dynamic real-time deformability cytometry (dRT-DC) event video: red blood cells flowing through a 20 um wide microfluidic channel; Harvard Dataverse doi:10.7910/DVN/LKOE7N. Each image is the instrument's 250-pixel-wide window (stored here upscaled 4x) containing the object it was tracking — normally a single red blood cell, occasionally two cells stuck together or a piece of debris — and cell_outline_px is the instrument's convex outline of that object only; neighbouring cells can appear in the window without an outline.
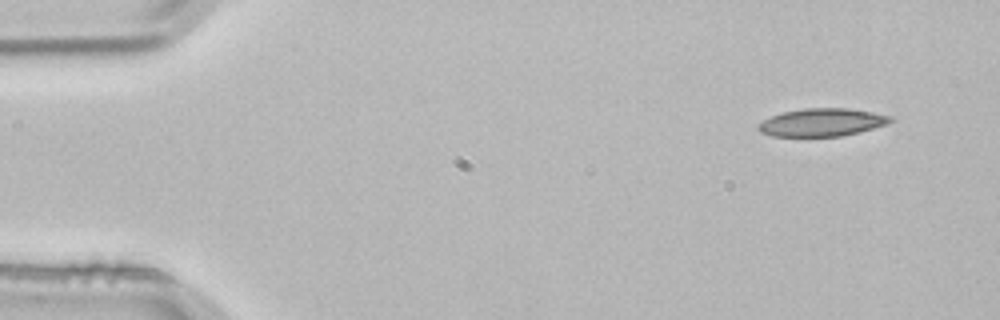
{"species": "common noctule bat (a hibernating species)", "species_latin": "Nyctalus noctula", "temperature_condition": "room temperature", "stored_images_in_passage": 4, "camera_frame_rate_fps": 3000, "um_per_image_px": 0.085, "animal": {"sex": "male", "body_mass_g": 21.5, "forearm_length_mm": 52.0}, "frame": {"image": 1, "passage_image": 4, "time_ms": 1.0, "image_size_px": [1000, 320], "cell_outline_px": [[896, 120], [888, 124], [860, 132], [840, 136], [772, 136], [760, 132], [756, 128], [756, 124], [772, 116], [784, 112], [804, 108], [848, 108], [872, 112], [892, 116]], "centroid_in_image_um": [69.89, 10.4], "position_along_channel_um": 15.1, "area_um2": 21.56}}